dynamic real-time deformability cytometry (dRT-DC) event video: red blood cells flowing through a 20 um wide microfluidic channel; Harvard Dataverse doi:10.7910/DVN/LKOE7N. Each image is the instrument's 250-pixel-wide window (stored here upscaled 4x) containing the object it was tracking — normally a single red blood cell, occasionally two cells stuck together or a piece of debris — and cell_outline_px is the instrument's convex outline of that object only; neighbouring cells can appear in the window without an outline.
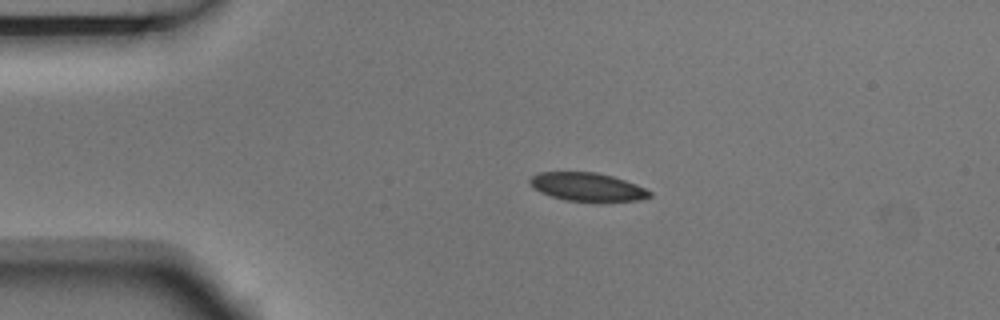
{"species": "Egyptian fruit bat (a non-hibernating species)", "species_latin": "Rousettus aegyptiacus", "temperature_condition": "room temperature", "stored_images_in_passage": 2, "camera_frame_rate_fps": 3000, "um_per_image_px": 0.085, "animal": {"sex": "male"}, "frame": {"image": 1, "passage_image": 1, "time_ms": 0.0, "image_size_px": [1000, 320], "cell_outline_px": [[652, 196], [640, 200], [596, 204], [564, 200], [540, 192], [532, 188], [528, 180], [532, 176], [540, 172], [596, 172], [612, 176], [636, 184], [652, 192]], "centroid_in_image_um": [49.95, 15.93], "position_along_channel_um": 35.1, "area_um2": 20.52}}